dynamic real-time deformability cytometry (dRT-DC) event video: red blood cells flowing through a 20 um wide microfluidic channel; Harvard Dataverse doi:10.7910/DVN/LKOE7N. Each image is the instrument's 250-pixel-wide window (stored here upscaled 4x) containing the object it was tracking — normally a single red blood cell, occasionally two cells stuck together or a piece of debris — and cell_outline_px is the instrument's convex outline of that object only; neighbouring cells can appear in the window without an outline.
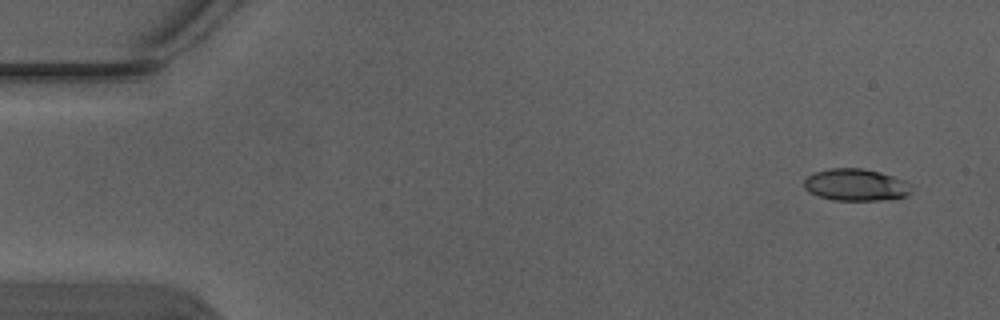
{"species": "Egyptian fruit bat (a non-hibernating species)", "species_latin": "Rousettus aegyptiacus", "temperature_condition": "warm", "stored_images_in_passage": 4, "camera_frame_rate_fps": 3000, "um_per_image_px": 0.085, "animal": {"sex": "male"}, "frame": {"image": 1, "passage_image": 1, "time_ms": 0.0, "image_size_px": [1000, 320], "cell_outline_px": [[912, 192], [908, 196], [880, 200], [832, 200], [808, 192], [804, 188], [804, 180], [808, 176], [816, 172], [828, 168], [864, 168], [880, 172], [904, 180], [912, 184]], "centroid_in_image_um": [72.77, 15.71], "position_along_channel_um": 12.2, "area_um2": 20.17}}
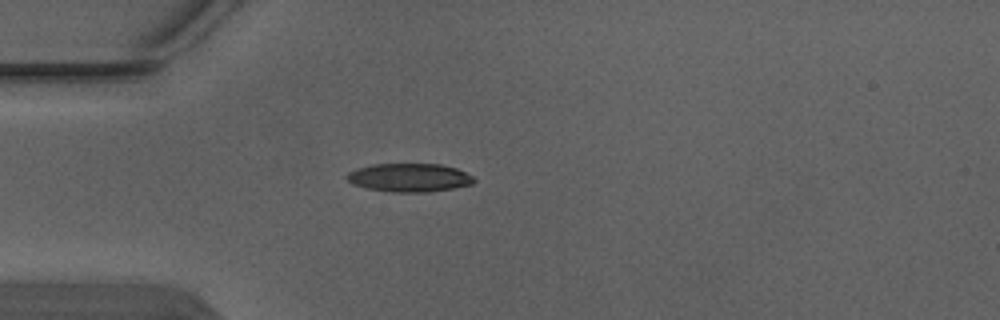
{"frame": {"image": 2, "passage_image": 4, "time_ms": 1.0, "image_size_px": [1000, 320], "cell_outline_px": [[476, 180], [472, 184], [452, 188], [428, 192], [392, 192], [368, 188], [352, 184], [344, 176], [348, 172], [356, 168], [372, 164], [440, 164], [456, 168], [472, 176]], "centroid_in_image_um": [34.76, 15.09], "position_along_channel_um": 50.2, "area_um2": 21.04}}